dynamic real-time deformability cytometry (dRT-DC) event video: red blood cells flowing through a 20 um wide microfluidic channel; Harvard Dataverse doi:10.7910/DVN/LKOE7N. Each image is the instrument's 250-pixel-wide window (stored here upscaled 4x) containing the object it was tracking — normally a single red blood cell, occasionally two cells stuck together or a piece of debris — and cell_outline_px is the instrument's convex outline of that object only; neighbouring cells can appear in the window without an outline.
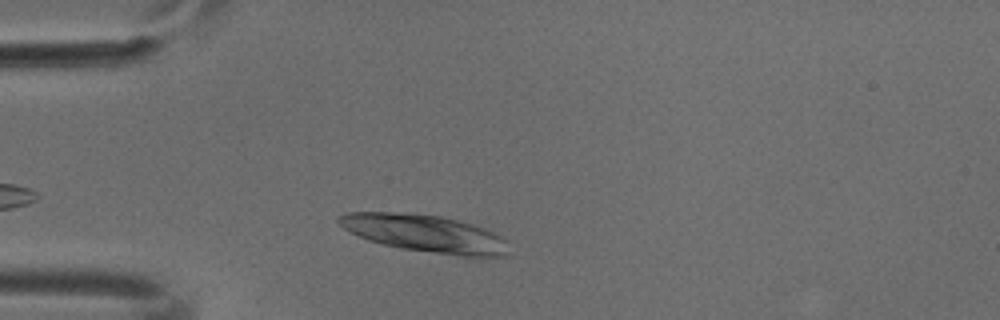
{"species": "common noctule bat (a hibernating species)", "species_latin": "Nyctalus noctula", "temperature_condition": "cold", "stored_images_in_passage": 36, "camera_frame_rate_fps": 3000, "um_per_image_px": 0.085, "animal": {"sex": "male", "body_mass_g": 18.8}, "frame": {"image": 1, "passage_image": 2, "time_ms": 0.333, "image_size_px": [1000, 320], "cell_outline_px": [[508, 256], [464, 256], [400, 248], [368, 240], [344, 228], [336, 220], [336, 216], [348, 212], [400, 212], [440, 216], [472, 224], [484, 228], [500, 236], [504, 240], [508, 252]], "centroid_in_image_um": [36.08, 19.83], "position_along_channel_um": 48.9, "area_um2": 36.53}}